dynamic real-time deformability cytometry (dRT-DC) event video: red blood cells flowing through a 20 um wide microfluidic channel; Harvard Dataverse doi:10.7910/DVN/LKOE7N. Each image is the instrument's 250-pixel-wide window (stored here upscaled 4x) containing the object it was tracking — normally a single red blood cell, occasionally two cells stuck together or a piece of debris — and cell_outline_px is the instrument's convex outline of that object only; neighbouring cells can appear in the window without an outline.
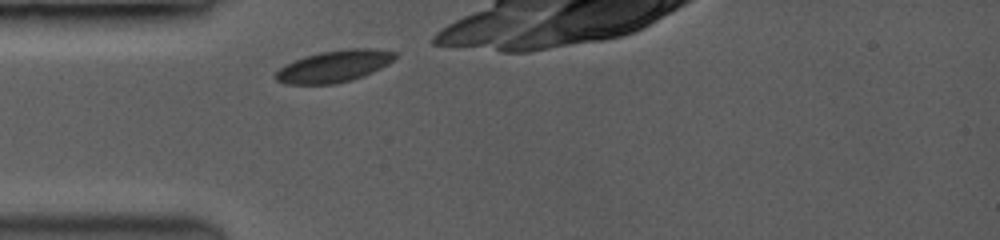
{"species": "common noctule bat (a hibernating species)", "species_latin": "Nyctalus noctula", "temperature_condition": "room temperature", "stored_images_in_passage": 19, "camera_frame_rate_fps": 3500, "um_per_image_px": 0.085, "animal": {"sex": "female", "body_mass_g": 19.0, "forearm_length_mm": 53.3}, "frame": {"image": 1, "passage_image": 1, "time_ms": 0.0, "image_size_px": [1000, 240], "cell_outline_px": [[396, 56], [388, 64], [372, 72], [348, 80], [332, 84], [288, 84], [276, 80], [276, 72], [284, 64], [304, 56], [320, 52], [348, 48], [372, 48], [396, 52]], "centroid_in_image_um": [28.38, 5.61], "position_along_channel_um": 56.6, "area_um2": 21.85}}
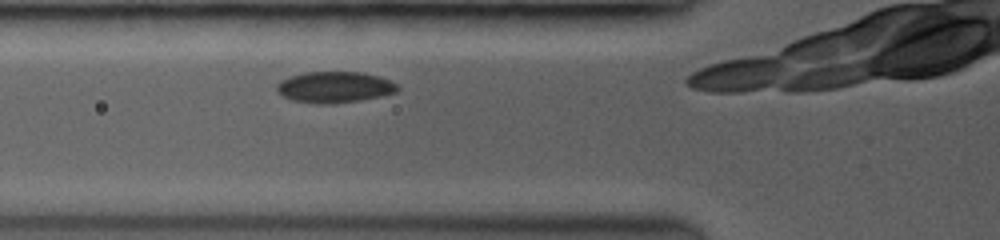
{"frame": {"image": 2, "passage_image": 8, "time_ms": 1.143, "image_size_px": [1000, 240], "cell_outline_px": [[400, 88], [396, 92], [356, 100], [296, 100], [284, 96], [276, 88], [276, 84], [280, 80], [304, 72], [364, 72], [380, 76], [396, 84]], "centroid_in_image_um": [28.47, 7.32], "position_along_channel_um": 97.3, "area_um2": 20.46}}
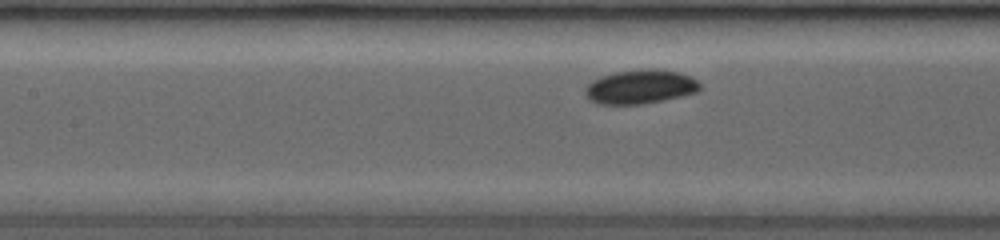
{"frame": {"image": 3, "passage_image": 16, "time_ms": 2.571, "image_size_px": [1000, 240], "cell_outline_px": [[700, 88], [696, 92], [680, 96], [640, 104], [604, 104], [592, 100], [588, 96], [584, 88], [592, 80], [600, 76], [616, 72], [648, 68], [680, 72], [692, 76], [700, 84]], "centroid_in_image_um": [54.44, 7.35], "position_along_channel_um": 153.0, "area_um2": 22.43}}